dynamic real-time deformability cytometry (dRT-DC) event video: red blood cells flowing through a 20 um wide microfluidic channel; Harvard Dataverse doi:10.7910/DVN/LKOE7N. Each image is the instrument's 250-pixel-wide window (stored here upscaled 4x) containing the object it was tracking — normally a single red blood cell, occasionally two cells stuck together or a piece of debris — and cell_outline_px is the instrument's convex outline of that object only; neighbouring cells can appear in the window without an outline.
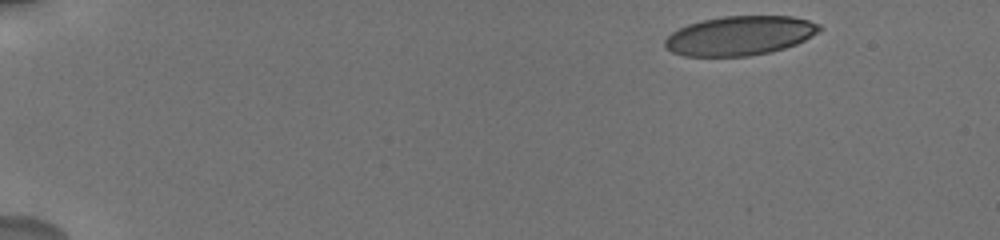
{"species": "human", "species_latin": "Homo sapiens", "temperature_condition": "cold", "stored_images_in_passage": 32, "camera_frame_rate_fps": 3000, "um_per_image_px": 0.085, "donor": {"sex": "male"}, "frame": {"image": 1, "passage_image": 1, "time_ms": 0.0, "image_size_px": [1000, 240], "cell_outline_px": [[824, 28], [804, 40], [796, 44], [772, 52], [748, 56], [684, 56], [672, 52], [664, 48], [664, 40], [672, 32], [688, 24], [704, 20], [724, 16], [792, 16], [808, 20], [820, 24]], "centroid_in_image_um": [62.88, 3.03], "position_along_channel_um": 22.1, "area_um2": 35.43}}
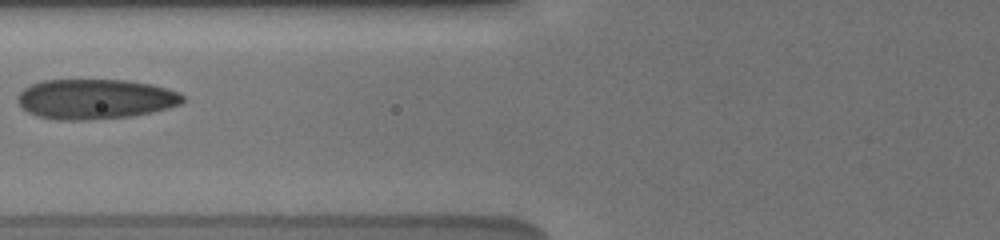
{"frame": {"image": 2, "passage_image": 8, "time_ms": 6.0, "image_size_px": [1000, 240], "cell_outline_px": [[184, 100], [180, 104], [168, 108], [152, 112], [132, 116], [96, 120], [56, 120], [40, 116], [28, 112], [20, 104], [20, 92], [24, 88], [32, 84], [44, 80], [124, 80], [152, 84], [180, 92], [184, 96]], "centroid_in_image_um": [8.15, 8.42], "position_along_channel_um": 117.6, "area_um2": 38.44}}
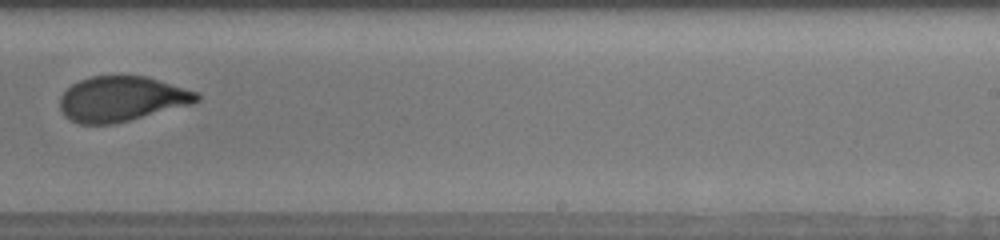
{"frame": {"image": 3, "passage_image": 18, "time_ms": 10.333, "image_size_px": [1000, 240], "cell_outline_px": [[200, 100], [192, 104], [112, 124], [80, 124], [64, 116], [60, 108], [60, 96], [72, 84], [80, 80], [92, 76], [148, 76], [200, 92]], "centroid_in_image_um": [10.37, 8.39], "position_along_channel_um": 278.6, "area_um2": 35.95}, "authors_computed_cell_mechanics": {"area_um2": 36.9631, "velocity_mm_per_s": 3.7195, "shape_relaxation_time_tau1_ms": 3.9971, "shape_relaxation_time_tau2_ms": null, "deformation_change_tau1": 0.1239, "deformation_change_tau2": null}}